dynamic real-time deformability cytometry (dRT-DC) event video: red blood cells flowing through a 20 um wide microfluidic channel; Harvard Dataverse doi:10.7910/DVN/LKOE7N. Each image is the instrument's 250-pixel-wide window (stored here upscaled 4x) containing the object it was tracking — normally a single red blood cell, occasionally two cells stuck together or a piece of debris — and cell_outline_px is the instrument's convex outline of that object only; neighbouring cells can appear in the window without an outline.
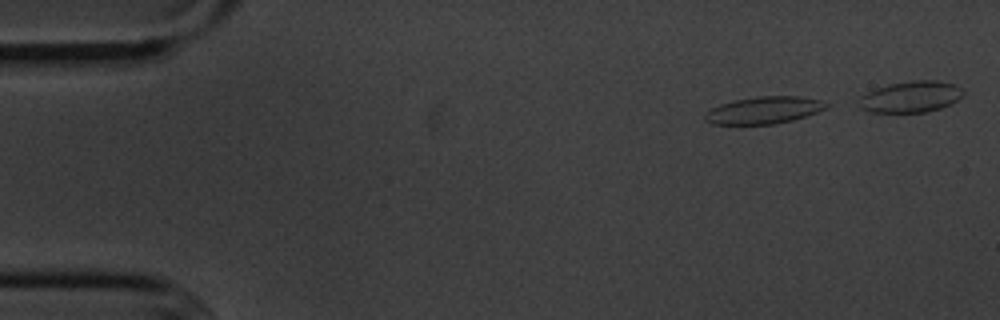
{"species": "common noctule bat (a hibernating species)", "species_latin": "Nyctalus noctula", "temperature_condition": "cold", "stored_images_in_passage": 8, "camera_frame_rate_fps": 3000, "um_per_image_px": 0.085, "animal": {"sex": "male", "body_mass_g": 20.1, "forearm_length_mm": 53.5}, "frame": {"image": 1, "passage_image": 1, "time_ms": 0.0, "image_size_px": [1000, 320], "cell_outline_px": [[832, 104], [828, 108], [792, 120], [776, 124], [712, 124], [704, 120], [704, 112], [720, 104], [736, 100], [756, 96], [800, 96], [820, 100]], "centroid_in_image_um": [64.94, 9.36], "position_along_channel_um": 20.1, "area_um2": 19.25}}
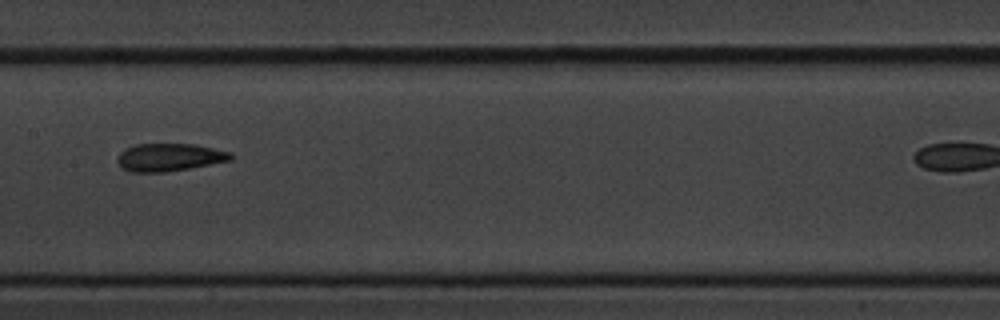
{"frame": {"image": 2, "passage_image": 7, "time_ms": 7.0, "image_size_px": [1000, 320], "cell_outline_px": [[236, 156], [232, 160], [188, 168], [164, 172], [132, 172], [124, 168], [116, 160], [120, 152], [124, 148], [136, 144], [192, 144], [232, 152]], "centroid_in_image_um": [14.42, 13.36], "position_along_channel_um": 193.0, "area_um2": 18.26}}